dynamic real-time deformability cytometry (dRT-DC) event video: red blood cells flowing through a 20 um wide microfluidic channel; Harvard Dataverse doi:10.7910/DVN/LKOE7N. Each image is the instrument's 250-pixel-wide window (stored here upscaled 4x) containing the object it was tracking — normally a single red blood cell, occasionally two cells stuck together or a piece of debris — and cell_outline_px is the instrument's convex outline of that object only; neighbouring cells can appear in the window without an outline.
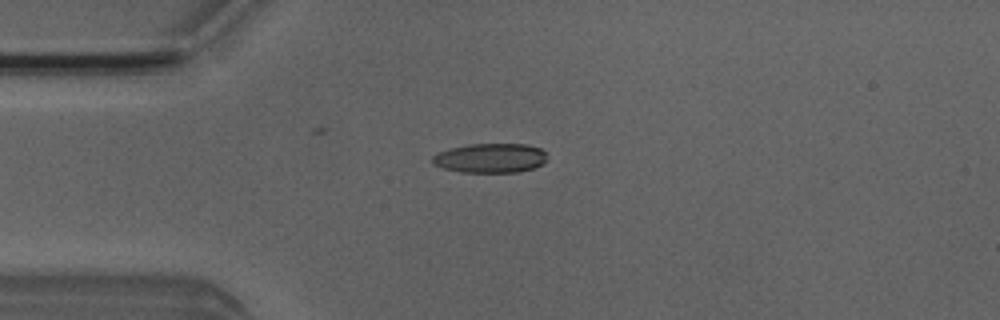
{"species": "Egyptian fruit bat (a non-hibernating species)", "species_latin": "Rousettus aegyptiacus", "temperature_condition": "room temperature", "stored_images_in_passage": 4, "camera_frame_rate_fps": 3000, "um_per_image_px": 0.085, "animal": {"sex": "male"}, "frame": {"image": 1, "passage_image": 4, "time_ms": 3.333, "image_size_px": [1000, 320], "cell_outline_px": [[544, 164], [532, 168], [516, 172], [464, 172], [444, 168], [432, 164], [432, 156], [440, 152], [452, 148], [468, 144], [528, 144], [540, 148], [544, 152]], "centroid_in_image_um": [41.67, 13.43], "position_along_channel_um": 43.3, "area_um2": 19.42}}